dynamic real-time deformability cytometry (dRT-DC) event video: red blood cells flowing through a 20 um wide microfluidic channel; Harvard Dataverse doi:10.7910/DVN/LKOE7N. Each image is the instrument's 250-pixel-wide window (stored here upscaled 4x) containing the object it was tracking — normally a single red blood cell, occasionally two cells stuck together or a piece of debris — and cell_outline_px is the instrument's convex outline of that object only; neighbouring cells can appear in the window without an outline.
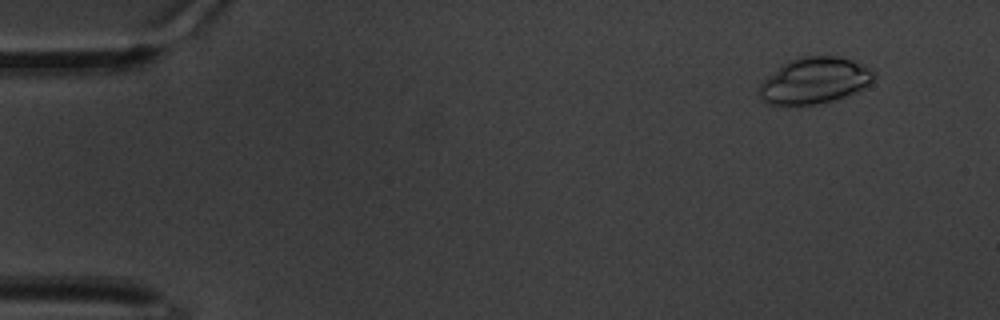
{"species": "common noctule bat (a hibernating species)", "species_latin": "Nyctalus noctula", "temperature_condition": "warm", "stored_images_in_passage": 63, "camera_frame_rate_fps": 3000, "um_per_image_px": 0.085, "animal": {"sex": "male", "body_mass_g": 20.1, "forearm_length_mm": 53.5}, "frame": {"image": 1, "passage_image": 6, "time_ms": 1.667, "image_size_px": [1000, 320], "cell_outline_px": [[876, 76], [868, 84], [844, 96], [832, 100], [816, 104], [768, 104], [760, 96], [760, 84], [768, 76], [788, 60], [800, 56], [836, 56], [852, 60], [872, 68], [876, 72]], "centroid_in_image_um": [69.25, 6.82], "position_along_channel_um": 15.8, "area_um2": 30.35}}
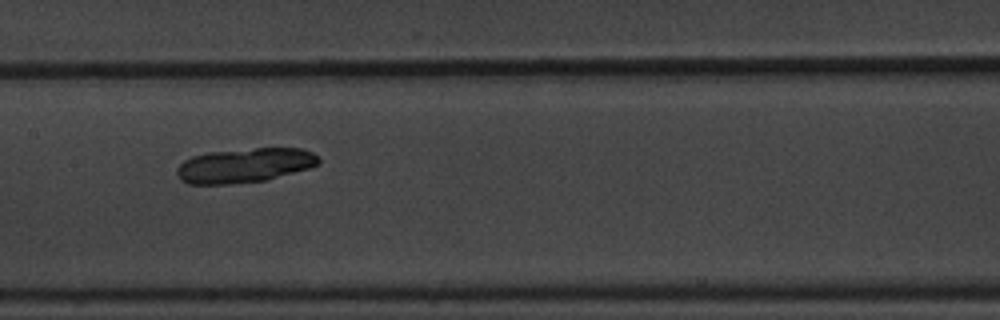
{"frame": {"image": 2, "passage_image": 32, "time_ms": 10.333, "image_size_px": [1000, 320], "cell_outline_px": [[320, 164], [308, 168], [264, 180], [232, 184], [188, 184], [180, 180], [176, 172], [176, 168], [184, 160], [192, 156], [208, 152], [256, 148], [300, 148], [312, 152], [320, 160]], "centroid_in_image_um": [20.75, 14.05], "position_along_channel_um": 186.7, "area_um2": 28.38}}
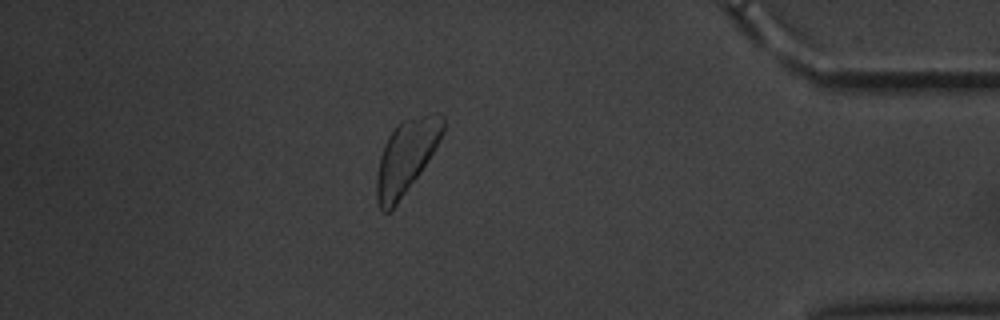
{"frame": {"image": 3, "passage_image": 55, "time_ms": 18.0, "image_size_px": [1000, 320], "cell_outline_px": [[444, 132], [440, 140], [428, 160], [420, 172], [392, 212], [384, 212], [380, 208], [376, 200], [376, 180], [380, 156], [384, 144], [388, 136], [400, 120], [436, 112], [440, 112], [444, 116]], "centroid_in_image_um": [34.52, 13.31], "position_along_channel_um": 400.7, "area_um2": 28.55}, "authors_computed_cell_mechanics": {"area_um2": 28.6688, "velocity_mm_per_s": 3.258, "shape_relaxation_time_tau1_ms": 3.1653, "shape_relaxation_time_tau2_ms": null, "deformation_change_tau1": null, "deformation_change_tau2": null}}